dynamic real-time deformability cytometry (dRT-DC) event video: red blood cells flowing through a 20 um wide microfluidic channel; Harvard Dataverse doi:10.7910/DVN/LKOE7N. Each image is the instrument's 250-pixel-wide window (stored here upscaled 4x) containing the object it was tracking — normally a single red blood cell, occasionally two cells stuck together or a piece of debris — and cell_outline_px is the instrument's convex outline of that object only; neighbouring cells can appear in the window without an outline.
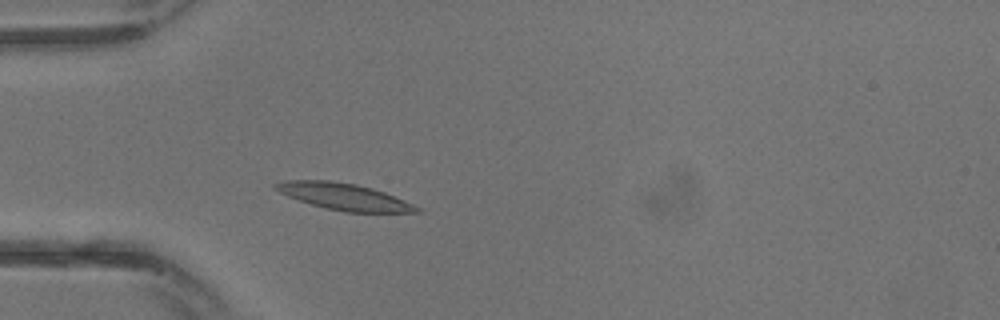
{"species": "common noctule bat (a hibernating species)", "species_latin": "Nyctalus noctula", "temperature_condition": "warm", "stored_images_in_passage": 12, "camera_frame_rate_fps": 3000, "um_per_image_px": 0.085, "animal": {"sex": "male", "body_mass_g": 13.3}, "frame": {"image": 1, "passage_image": 6, "time_ms": 1.667, "image_size_px": [1000, 320], "cell_outline_px": [[424, 212], [344, 212], [312, 204], [288, 196], [272, 188], [272, 184], [284, 180], [328, 180], [356, 184], [372, 188], [384, 192], [412, 204], [420, 208]], "centroid_in_image_um": [29.21, 16.7], "position_along_channel_um": 55.8, "area_um2": 21.68}}
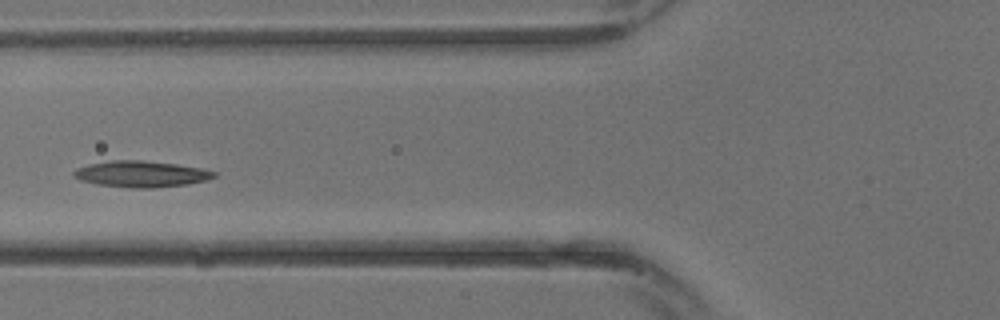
{"frame": {"image": 2, "passage_image": 9, "time_ms": 2.667, "image_size_px": [1000, 320], "cell_outline_px": [[216, 176], [204, 180], [188, 184], [152, 188], [128, 188], [96, 184], [80, 180], [72, 176], [72, 172], [76, 168], [88, 164], [112, 160], [144, 160], [176, 164], [200, 168], [216, 172]], "centroid_in_image_um": [11.94, 14.79], "position_along_channel_um": 113.9, "area_um2": 21.5}}
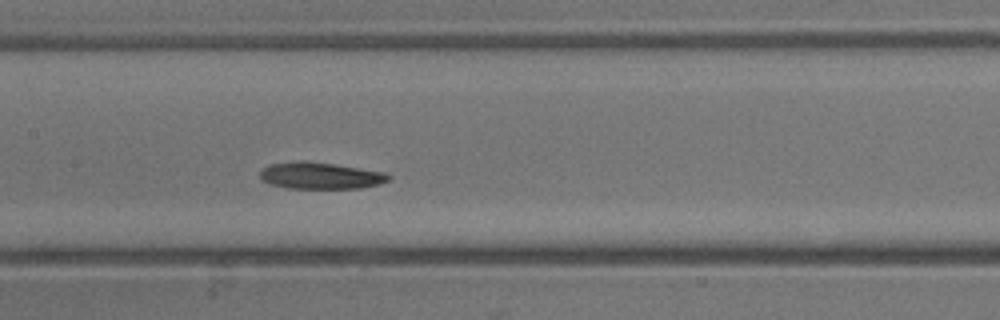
{"frame": {"image": 3, "passage_image": 12, "time_ms": 3.667, "image_size_px": [1000, 320], "cell_outline_px": [[392, 176], [388, 180], [380, 184], [360, 188], [288, 188], [268, 184], [260, 180], [260, 172], [264, 168], [272, 164], [304, 160], [332, 164], [384, 172]], "centroid_in_image_um": [27.22, 14.94], "position_along_channel_um": 180.2, "area_um2": 19.83}}